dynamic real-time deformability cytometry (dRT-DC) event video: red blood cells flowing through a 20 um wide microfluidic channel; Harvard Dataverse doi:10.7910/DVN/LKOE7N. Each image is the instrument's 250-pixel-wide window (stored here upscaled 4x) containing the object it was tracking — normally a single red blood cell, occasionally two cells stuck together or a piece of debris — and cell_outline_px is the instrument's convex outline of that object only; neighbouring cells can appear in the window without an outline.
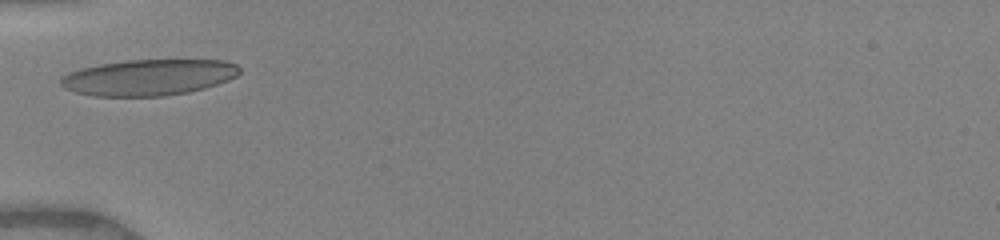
{"species": "human", "species_latin": "Homo sapiens", "temperature_condition": "warm", "stored_images_in_passage": 43, "camera_frame_rate_fps": 3000, "um_per_image_px": 0.085, "donor": {"sex": "female"}, "frame": {"image": 1, "passage_image": 1, "time_ms": 0.0, "image_size_px": [1000, 240], "cell_outline_px": [[240, 72], [236, 76], [228, 80], [204, 88], [188, 92], [164, 96], [92, 96], [76, 92], [64, 88], [60, 84], [60, 80], [68, 72], [80, 68], [100, 64], [128, 60], [224, 60], [236, 64], [240, 68]], "centroid_in_image_um": [12.63, 6.58], "position_along_channel_um": 72.4, "area_um2": 37.57}}
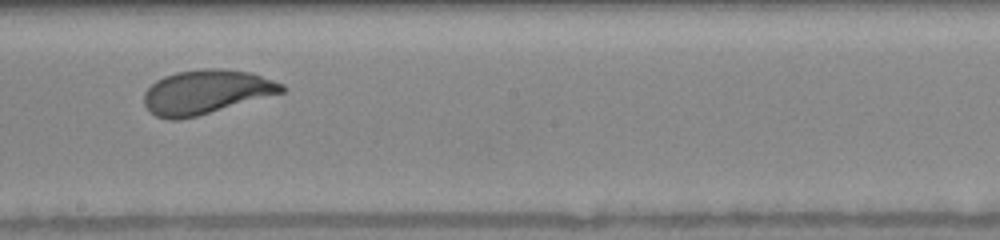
{"frame": {"image": 2, "passage_image": 20, "time_ms": 4.0, "image_size_px": [1000, 240], "cell_outline_px": [[288, 88], [284, 92], [196, 116], [176, 120], [168, 120], [156, 116], [144, 104], [144, 92], [156, 80], [164, 76], [176, 72], [200, 68], [220, 68], [252, 72], [284, 84]], "centroid_in_image_um": [17.53, 7.8], "position_along_channel_um": 230.7, "area_um2": 35.43}}
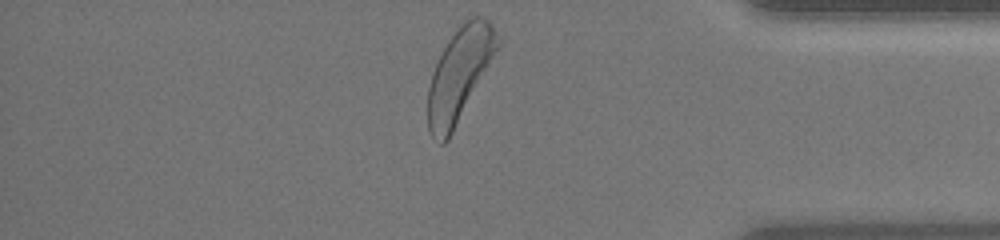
{"frame": {"image": 3, "passage_image": 43, "time_ms": 8.667, "image_size_px": [1000, 240], "cell_outline_px": [[500, 44], [448, 140], [444, 144], [440, 144], [428, 132], [428, 88], [432, 72], [448, 40], [460, 24], [472, 16], [484, 16], [492, 24], [500, 40]], "centroid_in_image_um": [39.04, 6.31], "position_along_channel_um": 396.2, "area_um2": 37.11}, "authors_computed_cell_mechanics": {"area_um2": 35.258, "velocity_mm_per_s": 3.9563, "shape_relaxation_time_tau1_ms": 2.2106, "shape_relaxation_time_tau2_ms": null, "deformation_change_tau1": 0.1412, "deformation_change_tau2": null}}